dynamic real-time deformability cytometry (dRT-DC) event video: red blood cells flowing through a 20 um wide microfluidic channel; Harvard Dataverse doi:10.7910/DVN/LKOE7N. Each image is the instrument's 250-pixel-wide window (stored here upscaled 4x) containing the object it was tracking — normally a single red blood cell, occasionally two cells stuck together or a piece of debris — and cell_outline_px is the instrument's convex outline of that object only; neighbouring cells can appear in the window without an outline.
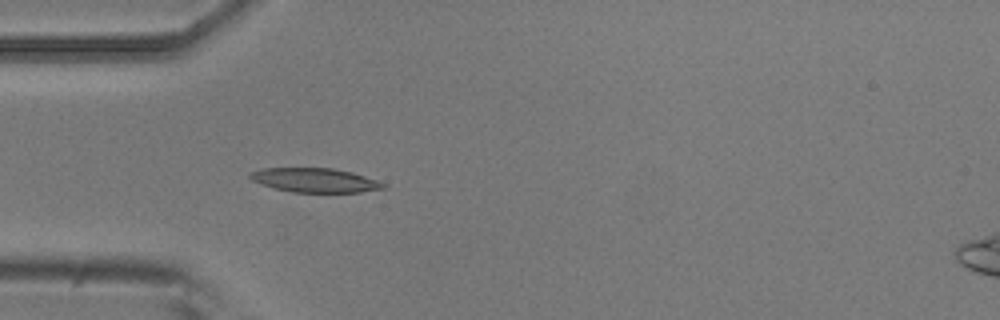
{"species": "common noctule bat (a hibernating species)", "species_latin": "Nyctalus noctula", "temperature_condition": "room temperature", "stored_images_in_passage": 4, "camera_frame_rate_fps": 3000, "um_per_image_px": 0.085, "animal": {"sex": "male", "body_mass_g": 20.5, "forearm_length_mm": 52.5}, "frame": {"image": 1, "passage_image": 4, "time_ms": 3.667, "image_size_px": [1000, 320], "cell_outline_px": [[388, 184], [384, 188], [360, 192], [292, 192], [276, 188], [252, 180], [248, 176], [252, 172], [264, 168], [332, 168], [352, 172]], "centroid_in_image_um": [26.81, 15.31], "position_along_channel_um": 58.2, "area_um2": 18.5}}